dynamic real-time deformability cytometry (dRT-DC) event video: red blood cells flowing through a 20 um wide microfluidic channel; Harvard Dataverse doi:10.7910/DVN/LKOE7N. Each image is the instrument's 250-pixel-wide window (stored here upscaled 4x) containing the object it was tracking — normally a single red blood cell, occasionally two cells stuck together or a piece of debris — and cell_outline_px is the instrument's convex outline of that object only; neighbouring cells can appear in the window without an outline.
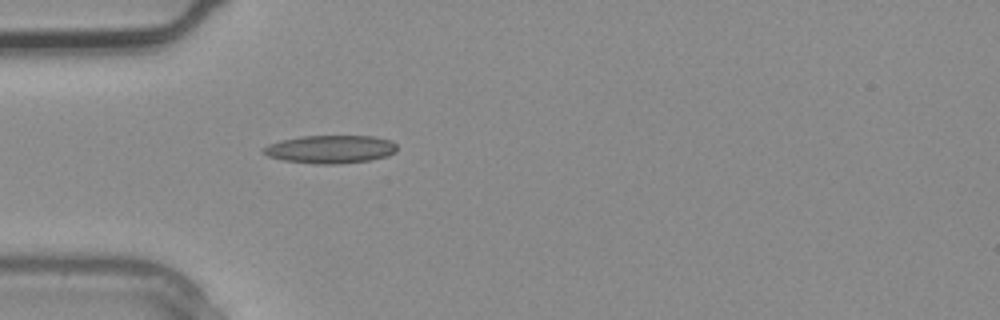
{"species": "common noctule bat (a hibernating species)", "species_latin": "Nyctalus noctula", "temperature_condition": "warm", "stored_images_in_passage": 3, "camera_frame_rate_fps": 3000, "um_per_image_px": 0.085, "animal": {"sex": "male", "body_mass_g": 20.4}, "frame": {"image": 1, "passage_image": 3, "time_ms": 0.667, "image_size_px": [1000, 320], "cell_outline_px": [[396, 152], [388, 156], [368, 160], [336, 164], [316, 164], [284, 160], [268, 156], [260, 152], [260, 148], [268, 144], [280, 140], [300, 136], [372, 136], [392, 140], [396, 144]], "centroid_in_image_um": [28.05, 12.68], "position_along_channel_um": 57.0, "area_um2": 22.02}}